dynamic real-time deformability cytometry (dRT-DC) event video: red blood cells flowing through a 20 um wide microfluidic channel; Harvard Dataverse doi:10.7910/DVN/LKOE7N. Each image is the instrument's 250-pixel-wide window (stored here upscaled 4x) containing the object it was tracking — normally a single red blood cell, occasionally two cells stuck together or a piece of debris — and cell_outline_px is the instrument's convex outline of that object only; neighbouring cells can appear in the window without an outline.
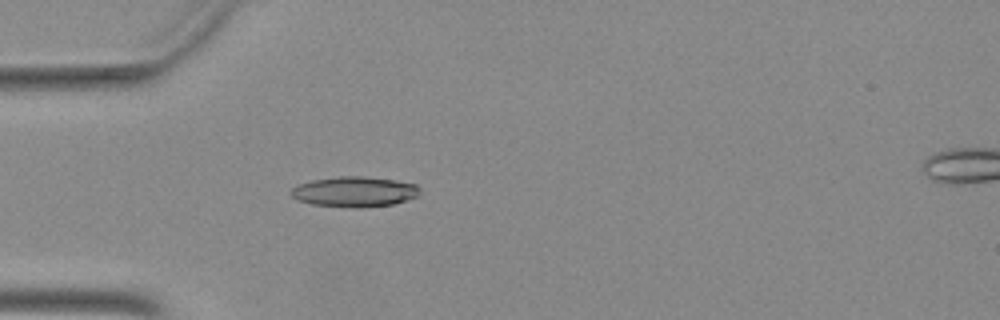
{"species": "Egyptian fruit bat (a non-hibernating species)", "species_latin": "Rousettus aegyptiacus", "temperature_condition": "warm", "stored_images_in_passage": 38, "camera_frame_rate_fps": 3000, "um_per_image_px": 0.085, "animal": {"sex": "female"}, "frame": {"image": 1, "passage_image": 2, "time_ms": 0.333, "image_size_px": [1000, 320], "cell_outline_px": [[420, 192], [416, 196], [392, 204], [312, 204], [300, 200], [292, 196], [292, 188], [300, 184], [312, 180], [340, 176], [364, 176], [392, 180], [416, 184], [420, 188]], "centroid_in_image_um": [30.14, 16.22], "position_along_channel_um": 54.9, "area_um2": 21.15}}
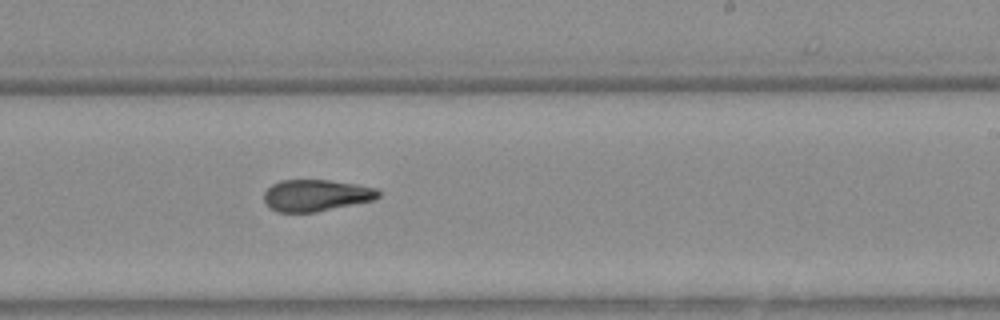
{"frame": {"image": 2, "passage_image": 18, "time_ms": 5.667, "image_size_px": [1000, 320], "cell_outline_px": [[380, 196], [372, 200], [316, 212], [276, 212], [264, 200], [264, 192], [272, 184], [280, 180], [328, 180], [356, 184], [376, 188], [380, 192]], "centroid_in_image_um": [26.86, 16.6], "position_along_channel_um": 262.1, "area_um2": 20.92}}
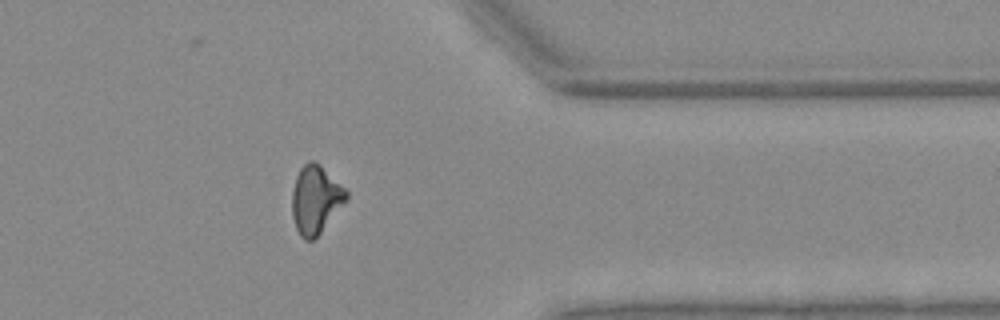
{"frame": {"image": 3, "passage_image": 28, "time_ms": 9.0, "image_size_px": [1000, 320], "cell_outline_px": [[348, 196], [320, 232], [312, 240], [304, 240], [300, 236], [296, 228], [292, 216], [292, 192], [296, 176], [300, 168], [308, 160], [312, 160], [320, 164], [348, 192]], "centroid_in_image_um": [26.78, 16.94], "position_along_channel_um": 384.6, "area_um2": 21.04}}